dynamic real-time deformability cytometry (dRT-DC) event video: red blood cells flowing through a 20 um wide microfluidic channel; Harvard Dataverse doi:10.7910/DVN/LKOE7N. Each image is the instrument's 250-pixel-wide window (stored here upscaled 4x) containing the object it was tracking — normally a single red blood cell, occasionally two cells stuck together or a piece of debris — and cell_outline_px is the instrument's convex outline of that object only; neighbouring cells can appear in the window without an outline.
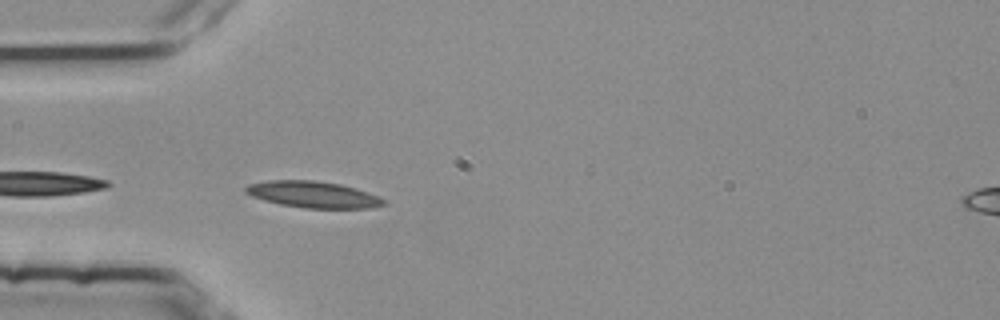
{"species": "common noctule bat (a hibernating species)", "species_latin": "Nyctalus noctula", "temperature_condition": "room temperature", "stored_images_in_passage": 15, "camera_frame_rate_fps": 3000, "um_per_image_px": 0.085, "animal": {"sex": "female", "body_mass_g": 25.1}, "frame": {"image": 1, "passage_image": 1, "time_ms": 0.0, "image_size_px": [1000, 320], "cell_outline_px": [[388, 204], [372, 208], [304, 208], [280, 204], [264, 200], [252, 196], [244, 192], [244, 188], [248, 184], [268, 180], [312, 180], [340, 184], [356, 188], [376, 196], [384, 200]], "centroid_in_image_um": [26.59, 16.53], "position_along_channel_um": 58.4, "area_um2": 21.21}}
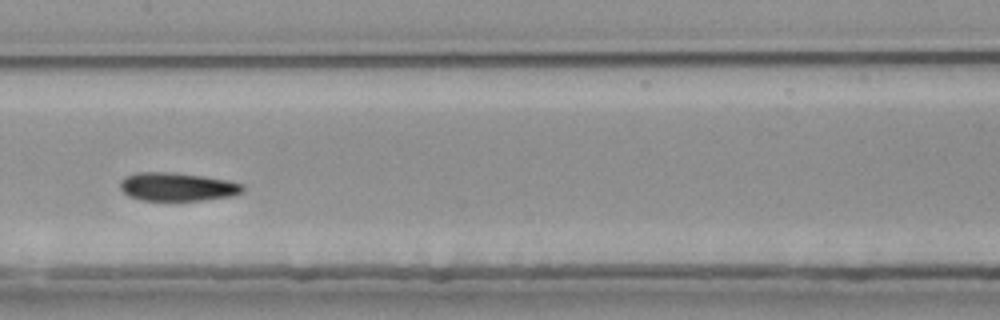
{"frame": {"image": 2, "passage_image": 12, "time_ms": 3.667, "image_size_px": [1000, 320], "cell_outline_px": [[244, 192], [228, 196], [200, 200], [140, 200], [128, 196], [120, 188], [120, 180], [136, 172], [168, 172], [200, 176], [228, 180], [244, 184]], "centroid_in_image_um": [15.05, 15.87], "position_along_channel_um": 192.3, "area_um2": 20.06}}